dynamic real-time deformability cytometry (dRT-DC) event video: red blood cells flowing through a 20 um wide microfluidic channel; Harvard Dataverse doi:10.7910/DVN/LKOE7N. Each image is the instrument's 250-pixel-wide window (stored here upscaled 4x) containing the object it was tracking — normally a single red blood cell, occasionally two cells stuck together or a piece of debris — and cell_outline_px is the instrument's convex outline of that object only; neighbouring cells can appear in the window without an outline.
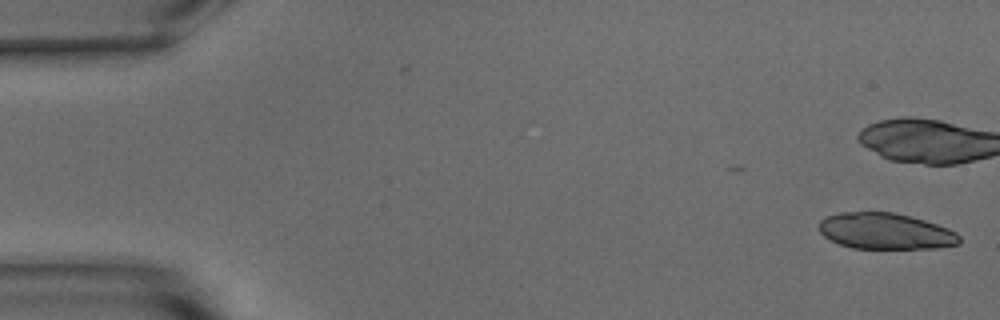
{"species": "common noctule bat (a hibernating species)", "species_latin": "Nyctalus noctula", "temperature_condition": "warm", "stored_images_in_passage": 9, "camera_frame_rate_fps": 3000, "um_per_image_px": 0.085, "animal": {"sex": "male", "body_mass_g": 15.6}, "frame": {"image": 1, "passage_image": 1, "time_ms": 0.0, "image_size_px": [1000, 320], "cell_outline_px": [[960, 244], [936, 248], [852, 248], [840, 244], [824, 236], [820, 232], [816, 224], [824, 216], [840, 212], [892, 212], [924, 220], [948, 228], [956, 232], [960, 236]], "centroid_in_image_um": [75.23, 19.64], "position_along_channel_um": 9.8, "area_um2": 29.65}}